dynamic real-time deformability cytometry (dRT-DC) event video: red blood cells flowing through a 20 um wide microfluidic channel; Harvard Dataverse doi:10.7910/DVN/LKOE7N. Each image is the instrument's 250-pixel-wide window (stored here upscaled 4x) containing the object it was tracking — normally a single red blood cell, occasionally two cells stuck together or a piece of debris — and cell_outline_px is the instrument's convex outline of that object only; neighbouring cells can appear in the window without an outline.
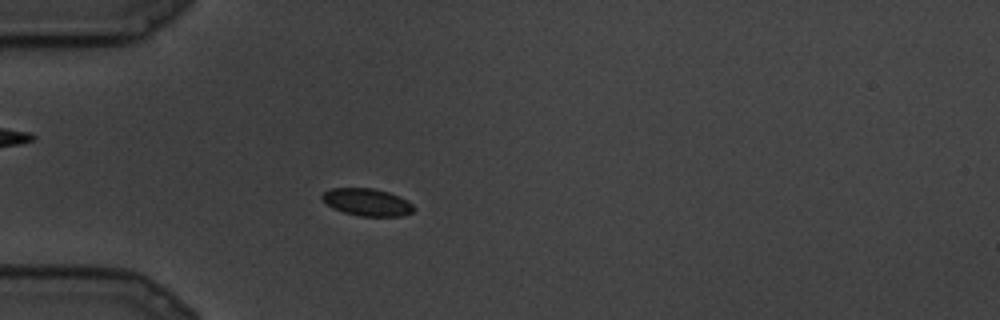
{"species": "common noctule bat (a hibernating species)", "species_latin": "Nyctalus noctula", "temperature_condition": "cold", "stored_images_in_passage": 24, "camera_frame_rate_fps": 3000, "um_per_image_px": 0.085, "animal": {"sex": "male", "body_mass_g": 19.5, "forearm_length_mm": 54.6}, "frame": {"image": 1, "passage_image": 6, "time_ms": 1.667, "image_size_px": [1000, 320], "cell_outline_px": [[416, 208], [412, 212], [404, 216], [360, 216], [344, 212], [332, 208], [320, 196], [324, 192], [332, 188], [372, 188], [388, 192], [400, 196], [408, 200]], "centroid_in_image_um": [31.24, 17.19], "position_along_channel_um": 53.8, "area_um2": 14.62}}
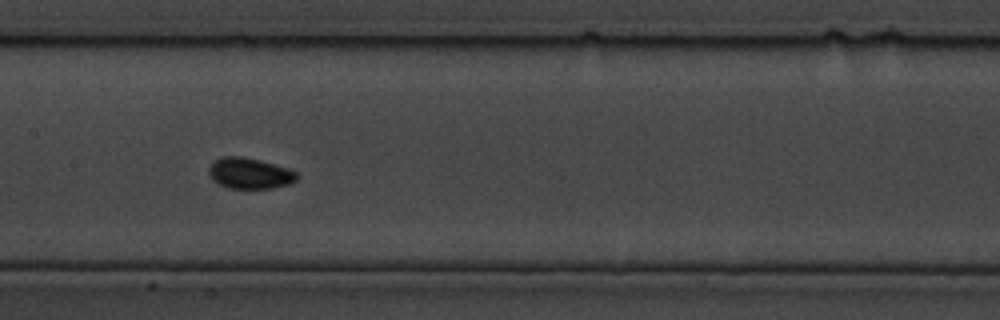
{"frame": {"image": 2, "passage_image": 12, "time_ms": 3.667, "image_size_px": [1000, 320], "cell_outline_px": [[296, 180], [288, 184], [272, 188], [228, 188], [212, 180], [208, 172], [208, 168], [220, 156], [244, 156], [260, 160], [296, 172]], "centroid_in_image_um": [21.16, 14.72], "position_along_channel_um": 186.2, "area_um2": 15.61}}
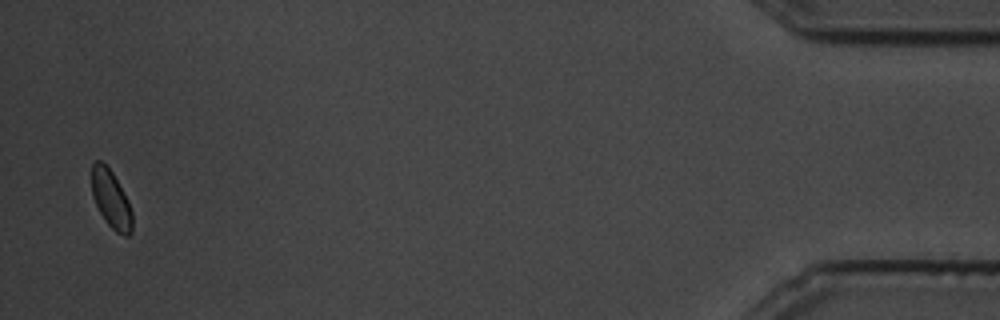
{"frame": {"image": 3, "passage_image": 24, "time_ms": 7.667, "image_size_px": [1000, 320], "cell_outline_px": [[132, 232], [128, 236], [124, 236], [116, 232], [104, 220], [92, 196], [92, 164], [96, 160], [100, 160], [112, 172], [128, 200], [132, 212]], "centroid_in_image_um": [9.44, 16.96], "position_along_channel_um": 425.8, "area_um2": 13.58}}